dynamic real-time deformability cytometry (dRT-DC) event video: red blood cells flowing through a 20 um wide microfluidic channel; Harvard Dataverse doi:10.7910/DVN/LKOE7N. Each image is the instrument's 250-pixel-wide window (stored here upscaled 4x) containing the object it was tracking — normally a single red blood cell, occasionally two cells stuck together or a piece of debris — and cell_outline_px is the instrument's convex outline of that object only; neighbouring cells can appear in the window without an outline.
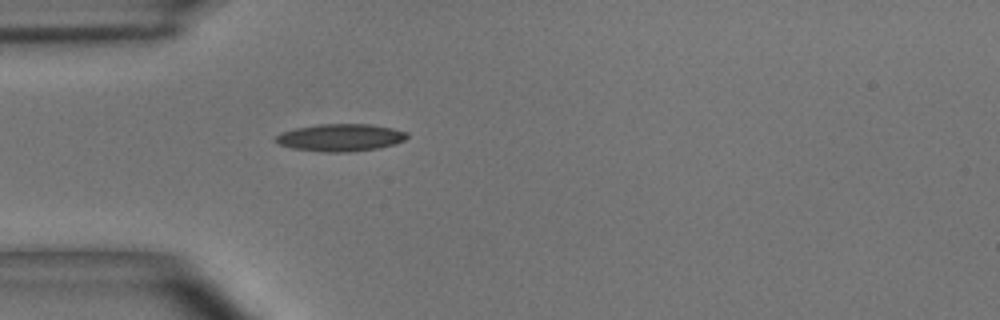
{"species": "common noctule bat (a hibernating species)", "species_latin": "Nyctalus noctula", "temperature_condition": "room temperature", "stored_images_in_passage": 15, "camera_frame_rate_fps": 3000, "um_per_image_px": 0.085, "animal": {"sex": "male", "body_mass_g": 15.6}, "frame": {"image": 1, "passage_image": 1, "time_ms": 0.0, "image_size_px": [1000, 320], "cell_outline_px": [[408, 136], [404, 140], [396, 144], [380, 148], [348, 152], [324, 152], [292, 148], [280, 144], [272, 140], [280, 132], [296, 128], [320, 124], [372, 124], [392, 128], [408, 132]], "centroid_in_image_um": [28.95, 11.69], "position_along_channel_um": 56.1, "area_um2": 21.1}}
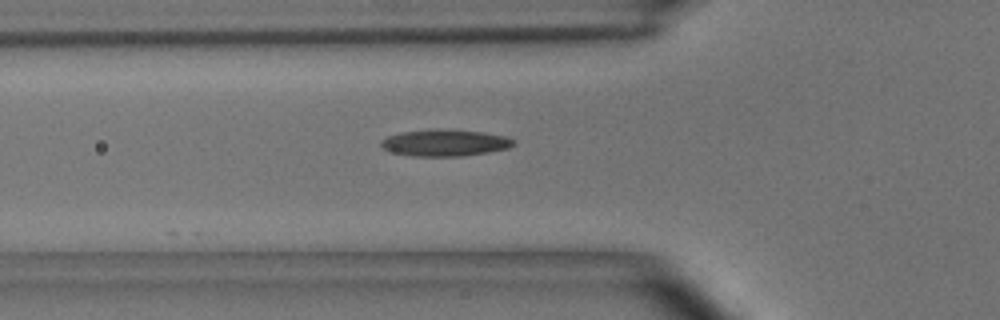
{"frame": {"image": 2, "passage_image": 4, "time_ms": 1.0, "image_size_px": [1000, 320], "cell_outline_px": [[516, 144], [508, 148], [488, 152], [464, 156], [412, 156], [392, 152], [384, 148], [380, 144], [380, 140], [388, 136], [400, 132], [444, 128], [448, 128], [484, 132], [504, 136], [516, 140]], "centroid_in_image_um": [37.84, 12.13], "position_along_channel_um": 88.0, "area_um2": 20.81}}